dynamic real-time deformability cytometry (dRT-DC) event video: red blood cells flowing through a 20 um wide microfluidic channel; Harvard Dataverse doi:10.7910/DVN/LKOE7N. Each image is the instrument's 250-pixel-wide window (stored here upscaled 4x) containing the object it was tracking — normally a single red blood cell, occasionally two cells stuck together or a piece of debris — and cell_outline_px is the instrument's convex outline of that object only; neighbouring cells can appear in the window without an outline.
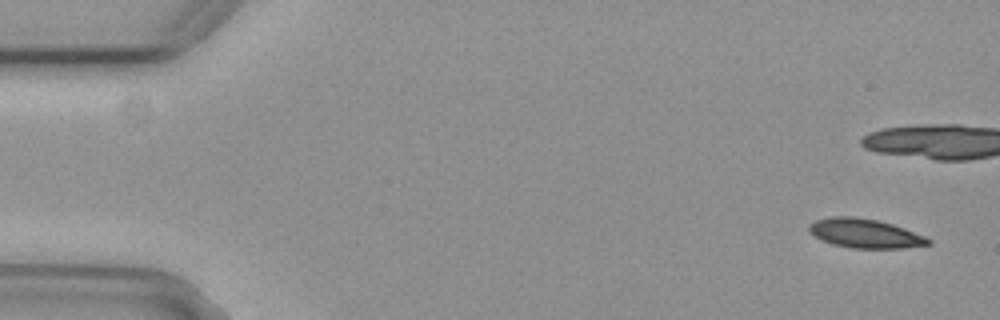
{"species": "common noctule bat (a hibernating species)", "species_latin": "Nyctalus noctula", "temperature_condition": "cold", "stored_images_in_passage": 43, "camera_frame_rate_fps": 3000, "um_per_image_px": 0.085, "animal": {"sex": "female", "body_mass_g": 29.2, "forearm_length_mm": 56.3}, "frame": {"image": 1, "passage_image": 1, "time_ms": 0.0, "image_size_px": [1000, 320], "cell_outline_px": [[932, 244], [904, 248], [852, 248], [832, 244], [808, 232], [808, 224], [816, 220], [832, 216], [852, 216], [876, 220], [892, 224], [904, 228], [924, 236], [932, 240]], "centroid_in_image_um": [73.52, 19.84], "position_along_channel_um": 11.5, "area_um2": 20.17}}